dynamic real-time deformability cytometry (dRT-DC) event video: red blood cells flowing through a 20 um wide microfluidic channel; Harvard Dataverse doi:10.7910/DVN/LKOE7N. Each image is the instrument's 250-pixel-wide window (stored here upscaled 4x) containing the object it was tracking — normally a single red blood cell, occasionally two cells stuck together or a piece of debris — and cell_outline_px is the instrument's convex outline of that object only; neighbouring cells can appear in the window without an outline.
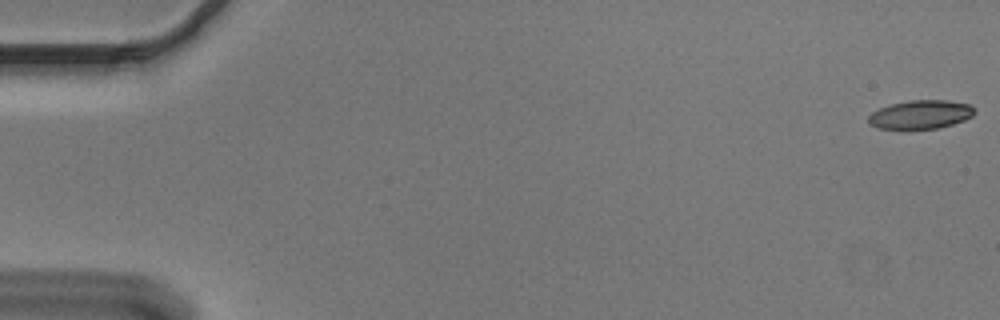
{"species": "Egyptian fruit bat (a non-hibernating species)", "species_latin": "Rousettus aegyptiacus", "temperature_condition": "cold", "stored_images_in_passage": 13, "camera_frame_rate_fps": 3000, "um_per_image_px": 0.085, "animal": {"sex": "male"}, "frame": {"image": 1, "passage_image": 1, "time_ms": 0.0, "image_size_px": [1000, 320], "cell_outline_px": [[976, 112], [972, 116], [964, 120], [940, 128], [876, 128], [868, 124], [868, 116], [872, 112], [888, 104], [908, 100], [948, 100], [972, 104], [976, 108]], "centroid_in_image_um": [78.27, 9.71], "position_along_channel_um": 6.7, "area_um2": 17.92}}